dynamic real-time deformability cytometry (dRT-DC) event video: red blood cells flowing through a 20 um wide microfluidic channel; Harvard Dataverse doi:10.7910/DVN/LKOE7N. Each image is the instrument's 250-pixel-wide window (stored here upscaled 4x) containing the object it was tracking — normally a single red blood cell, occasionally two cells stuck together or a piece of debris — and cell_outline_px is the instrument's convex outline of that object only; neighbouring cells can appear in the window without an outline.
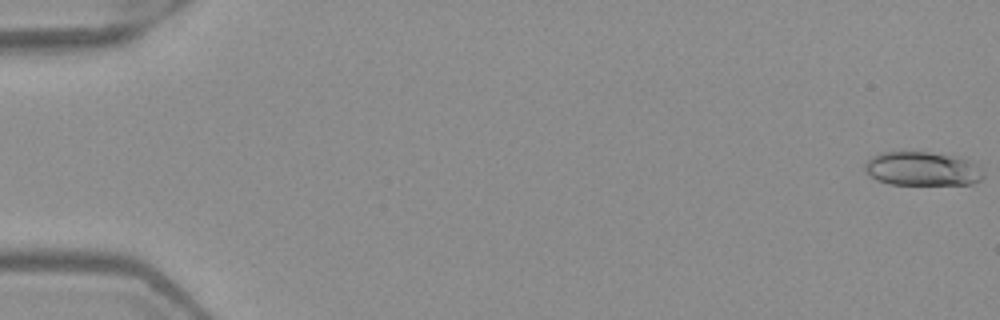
{"species": "Egyptian fruit bat (a non-hibernating species)", "species_latin": "Rousettus aegyptiacus", "temperature_condition": "warm", "stored_images_in_passage": 6, "camera_frame_rate_fps": 3000, "um_per_image_px": 0.085, "frame": {"image": 1, "passage_image": 1, "time_ms": 0.0, "image_size_px": [1000, 320], "cell_outline_px": [[984, 176], [980, 180], [972, 184], [892, 184], [876, 180], [864, 172], [864, 164], [872, 156], [880, 152], [928, 152], [960, 156], [976, 160], [984, 172]], "centroid_in_image_um": [78.45, 14.33], "position_along_channel_um": 6.5, "area_um2": 23.99}}
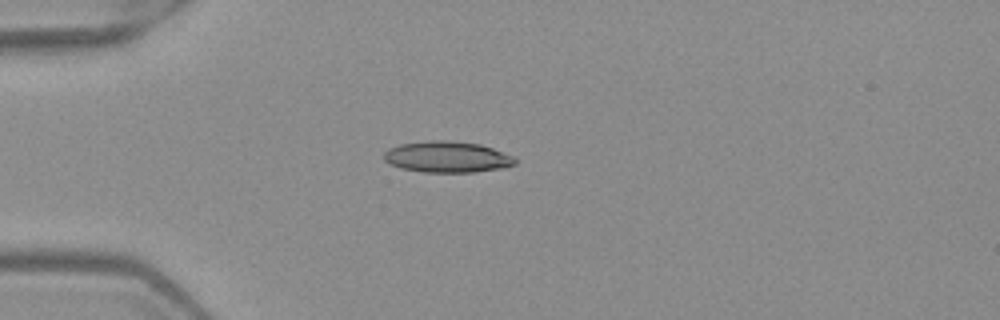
{"frame": {"image": 2, "passage_image": 5, "time_ms": 1.333, "image_size_px": [1000, 320], "cell_outline_px": [[516, 164], [504, 168], [472, 172], [424, 172], [400, 168], [384, 160], [384, 152], [388, 148], [400, 144], [428, 140], [448, 140], [480, 144], [516, 156]], "centroid_in_image_um": [38.03, 13.33], "position_along_channel_um": 47.0, "area_um2": 23.99}}